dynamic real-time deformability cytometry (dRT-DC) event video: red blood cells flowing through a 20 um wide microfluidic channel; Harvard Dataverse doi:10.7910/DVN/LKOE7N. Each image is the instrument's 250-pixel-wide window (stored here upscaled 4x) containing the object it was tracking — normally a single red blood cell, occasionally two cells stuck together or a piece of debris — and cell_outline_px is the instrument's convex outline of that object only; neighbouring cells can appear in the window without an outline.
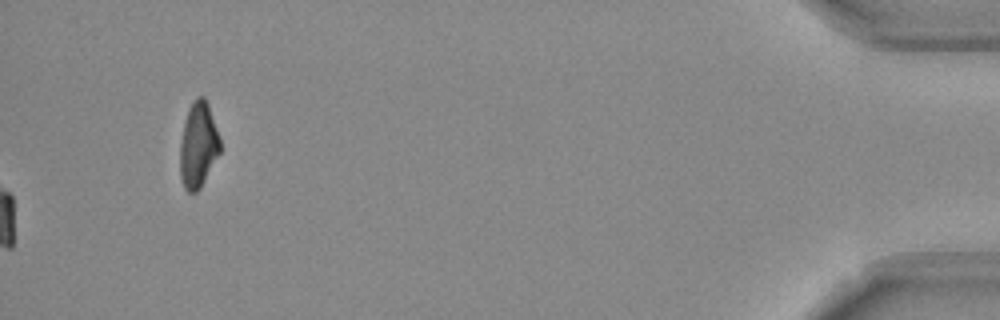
{"species": "Egyptian fruit bat (a non-hibernating species)", "species_latin": "Rousettus aegyptiacus", "temperature_condition": "room temperature", "stored_images_in_passage": 53, "camera_frame_rate_fps": 3000, "um_per_image_px": 0.085, "frame": {"image": 1, "passage_image": 53, "time_ms": 17.333, "image_size_px": [1000, 320], "cell_outline_px": [[220, 152], [200, 188], [196, 192], [188, 192], [184, 188], [180, 176], [180, 144], [184, 120], [188, 108], [196, 96], [204, 96], [208, 104], [220, 136]], "centroid_in_image_um": [16.84, 12.3], "position_along_channel_um": 418.4, "area_um2": 20.06}, "authors_computed_cell_mechanics": {"area_um2": 22.3686, "velocity_mm_per_s": 3.8151, "shape_relaxation_time_tau1_ms": 6.0007, "shape_relaxation_time_tau2_ms": 5.442, "deformation_change_tau1": 0.1613, "deformation_change_tau2": 0.0991}}